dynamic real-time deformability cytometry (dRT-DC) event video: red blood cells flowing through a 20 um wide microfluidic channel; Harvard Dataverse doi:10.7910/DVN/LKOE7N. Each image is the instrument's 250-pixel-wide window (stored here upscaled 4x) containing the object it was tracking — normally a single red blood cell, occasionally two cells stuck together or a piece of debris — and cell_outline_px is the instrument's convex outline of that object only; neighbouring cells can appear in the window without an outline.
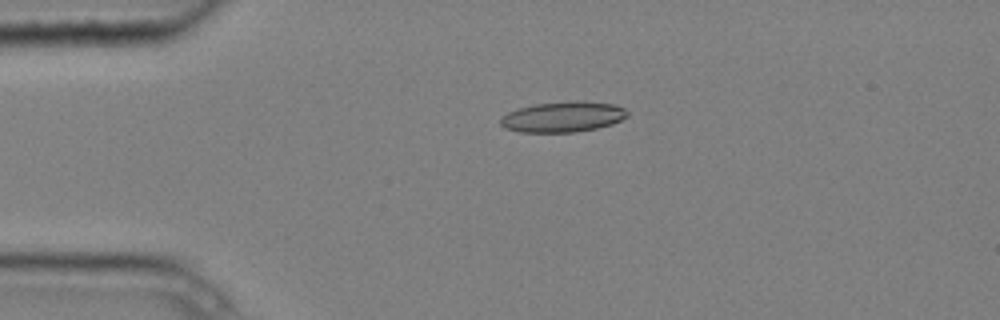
{"species": "common noctule bat (a hibernating species)", "species_latin": "Nyctalus noctula", "temperature_condition": "cold", "stored_images_in_passage": 4, "camera_frame_rate_fps": 3000, "um_per_image_px": 0.085, "animal": {"sex": "male", "body_mass_g": 20.4}, "frame": {"image": 1, "passage_image": 3, "time_ms": 0.667, "image_size_px": [1000, 320], "cell_outline_px": [[628, 116], [612, 124], [596, 128], [576, 132], [520, 132], [504, 128], [500, 124], [500, 120], [508, 112], [520, 108], [536, 104], [568, 100], [576, 100], [616, 104], [624, 108], [628, 112]], "centroid_in_image_um": [47.87, 9.92], "position_along_channel_um": 37.1, "area_um2": 22.66}}